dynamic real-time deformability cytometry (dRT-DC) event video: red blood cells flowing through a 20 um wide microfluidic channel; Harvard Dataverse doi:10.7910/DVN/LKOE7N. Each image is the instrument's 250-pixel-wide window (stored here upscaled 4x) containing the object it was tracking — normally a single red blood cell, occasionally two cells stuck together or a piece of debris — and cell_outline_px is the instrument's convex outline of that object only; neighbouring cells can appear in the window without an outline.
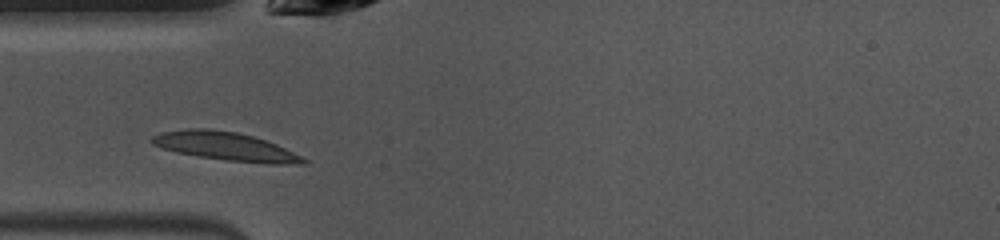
{"species": "common noctule bat (a hibernating species)", "species_latin": "Nyctalus noctula", "temperature_condition": "warm", "stored_images_in_passage": 27, "camera_frame_rate_fps": 3000, "um_per_image_px": 0.085, "animal": {"sex": "female", "body_mass_g": 10.0, "forearm_length_mm": 53.1}, "frame": {"image": 1, "passage_image": 1, "time_ms": 0.0, "image_size_px": [1000, 240], "cell_outline_px": [[308, 164], [272, 164], [228, 160], [200, 156], [176, 152], [160, 148], [152, 144], [148, 140], [152, 136], [160, 132], [188, 128], [208, 128], [236, 132], [252, 136], [276, 144], [308, 160]], "centroid_in_image_um": [19.11, 12.43], "position_along_channel_um": 65.9, "area_um2": 24.97}}
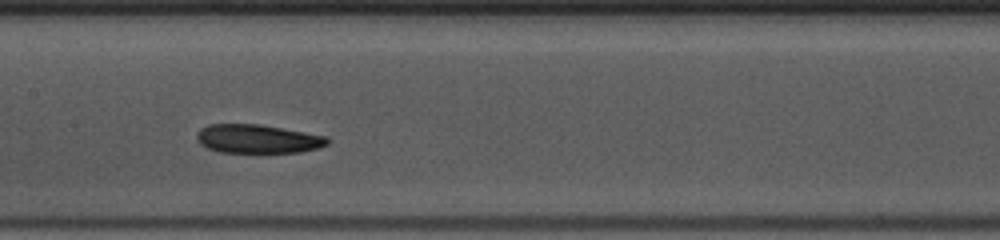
{"frame": {"image": 2, "passage_image": 10, "time_ms": 3.0, "image_size_px": [1000, 240], "cell_outline_px": [[332, 140], [328, 144], [320, 148], [300, 152], [220, 152], [208, 148], [200, 144], [196, 140], [196, 136], [200, 128], [208, 124], [260, 124], [328, 136]], "centroid_in_image_um": [21.93, 11.8], "position_along_channel_um": 185.5, "area_um2": 22.08}}
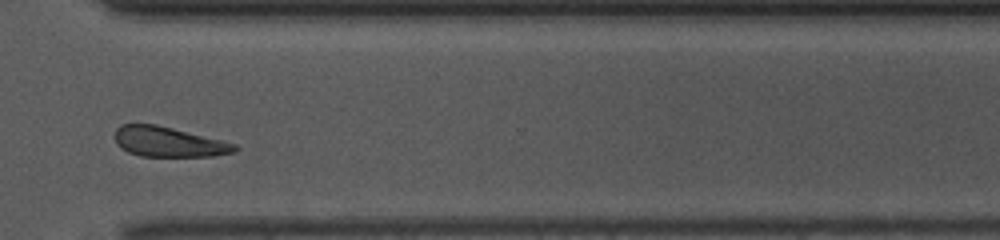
{"frame": {"image": 3, "passage_image": 23, "time_ms": 7.333, "image_size_px": [1000, 240], "cell_outline_px": [[240, 148], [236, 152], [212, 156], [140, 156], [128, 152], [120, 148], [116, 144], [116, 128], [120, 124], [156, 124], [224, 140], [236, 144]], "centroid_in_image_um": [14.36, 12.06], "position_along_channel_um": 356.2, "area_um2": 21.15}, "authors_computed_cell_mechanics": {"area_um2": 22.3108, "velocity_mm_per_s": 3.9473, "shape_relaxation_time_tau1_ms": 8.3048, "shape_relaxation_time_tau2_ms": null, "deformation_change_tau1": 0.1748, "deformation_change_tau2": null}}